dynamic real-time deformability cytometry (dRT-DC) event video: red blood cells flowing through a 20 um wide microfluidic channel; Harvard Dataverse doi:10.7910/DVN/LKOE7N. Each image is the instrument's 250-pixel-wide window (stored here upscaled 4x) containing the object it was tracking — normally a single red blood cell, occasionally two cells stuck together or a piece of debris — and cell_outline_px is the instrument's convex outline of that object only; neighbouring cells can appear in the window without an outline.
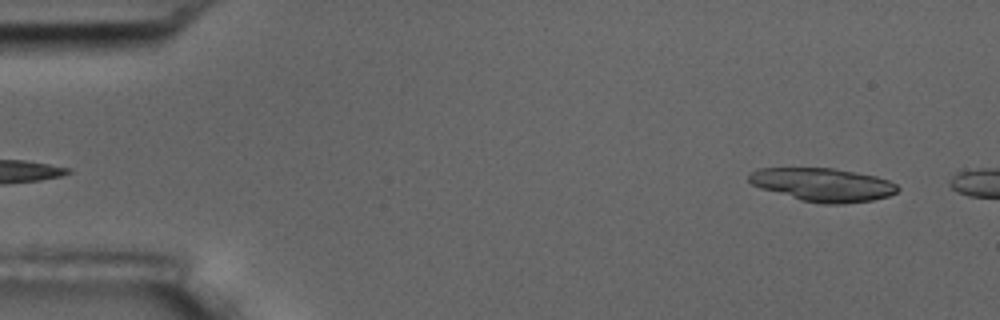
{"species": "common noctule bat (a hibernating species)", "species_latin": "Nyctalus noctula", "temperature_condition": "room temperature", "stored_images_in_passage": 6, "camera_frame_rate_fps": 3000, "um_per_image_px": 0.085, "animal": {"sex": "male", "body_mass_g": 17.5, "forearm_length_mm": 52.3}, "frame": {"image": 1, "passage_image": 3, "time_ms": 0.667, "image_size_px": [1000, 320], "cell_outline_px": [[900, 188], [896, 192], [888, 196], [872, 200], [844, 204], [824, 204], [800, 200], [760, 188], [752, 184], [748, 180], [748, 176], [756, 168], [832, 168], [856, 172], [876, 176], [888, 180], [896, 184]], "centroid_in_image_um": [69.94, 15.7], "position_along_channel_um": 15.1, "area_um2": 28.9}}